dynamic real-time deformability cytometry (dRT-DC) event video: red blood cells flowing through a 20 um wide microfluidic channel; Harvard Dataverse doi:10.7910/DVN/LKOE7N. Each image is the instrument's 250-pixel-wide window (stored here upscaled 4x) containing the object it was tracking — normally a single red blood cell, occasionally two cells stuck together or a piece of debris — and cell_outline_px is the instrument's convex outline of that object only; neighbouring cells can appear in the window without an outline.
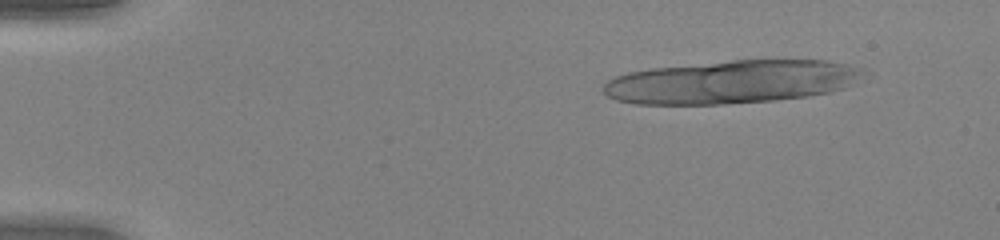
{"species": "human", "species_latin": "Homo sapiens", "temperature_condition": "warm", "stored_images_in_passage": 18, "camera_frame_rate_fps": 3000, "um_per_image_px": 0.085, "donor": {"sex": "female"}, "frame": {"image": 1, "passage_image": 6, "time_ms": 1.667, "image_size_px": [1000, 240], "cell_outline_px": [[860, 72], [840, 88], [828, 92], [808, 96], [772, 100], [724, 104], [636, 104], [616, 100], [608, 96], [604, 92], [604, 84], [608, 80], [616, 76], [628, 72], [652, 68], [732, 60], [824, 60], [844, 64], [860, 68]], "centroid_in_image_um": [62.02, 6.96], "position_along_channel_um": 23.0, "area_um2": 64.16}}